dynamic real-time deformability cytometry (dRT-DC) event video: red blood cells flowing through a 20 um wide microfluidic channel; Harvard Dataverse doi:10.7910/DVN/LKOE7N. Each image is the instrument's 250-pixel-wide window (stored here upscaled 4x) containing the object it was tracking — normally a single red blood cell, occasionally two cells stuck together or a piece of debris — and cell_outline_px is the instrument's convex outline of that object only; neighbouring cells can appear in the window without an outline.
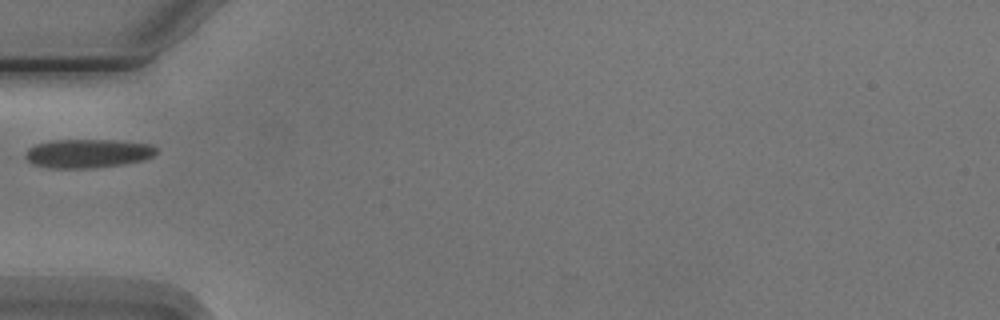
{"species": "Egyptian fruit bat (a non-hibernating species)", "species_latin": "Rousettus aegyptiacus", "temperature_condition": "cold", "stored_images_in_passage": 2, "camera_frame_rate_fps": 3000, "um_per_image_px": 0.085, "animal": {"sex": "male"}, "frame": {"image": 1, "passage_image": 1, "time_ms": 0.0, "image_size_px": [1000, 320], "cell_outline_px": [[156, 152], [152, 156], [144, 160], [124, 164], [96, 168], [48, 168], [32, 164], [24, 156], [24, 152], [28, 148], [36, 144], [52, 140], [120, 140], [152, 144], [156, 148]], "centroid_in_image_um": [7.45, 13.04], "position_along_channel_um": 77.6, "area_um2": 22.25}}
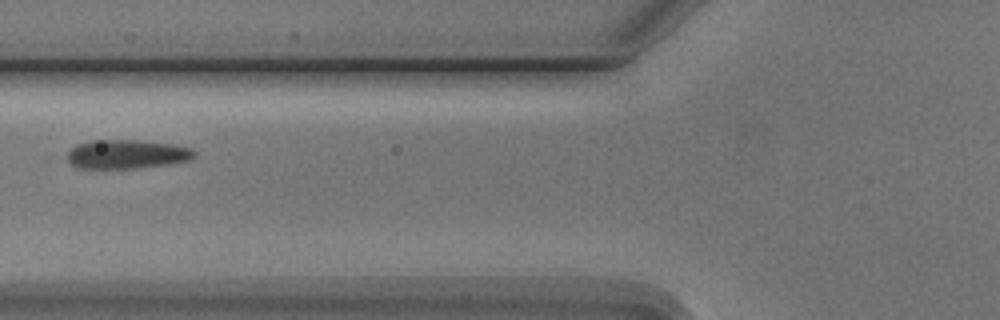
{"frame": {"image": 2, "passage_image": 2, "time_ms": 1.0, "image_size_px": [1000, 320], "cell_outline_px": [[196, 156], [188, 160], [168, 164], [136, 168], [76, 168], [68, 160], [68, 152], [76, 144], [92, 140], [140, 140], [176, 144], [192, 148], [196, 152]], "centroid_in_image_um": [10.81, 13.09], "position_along_channel_um": 115.0, "area_um2": 21.56}}